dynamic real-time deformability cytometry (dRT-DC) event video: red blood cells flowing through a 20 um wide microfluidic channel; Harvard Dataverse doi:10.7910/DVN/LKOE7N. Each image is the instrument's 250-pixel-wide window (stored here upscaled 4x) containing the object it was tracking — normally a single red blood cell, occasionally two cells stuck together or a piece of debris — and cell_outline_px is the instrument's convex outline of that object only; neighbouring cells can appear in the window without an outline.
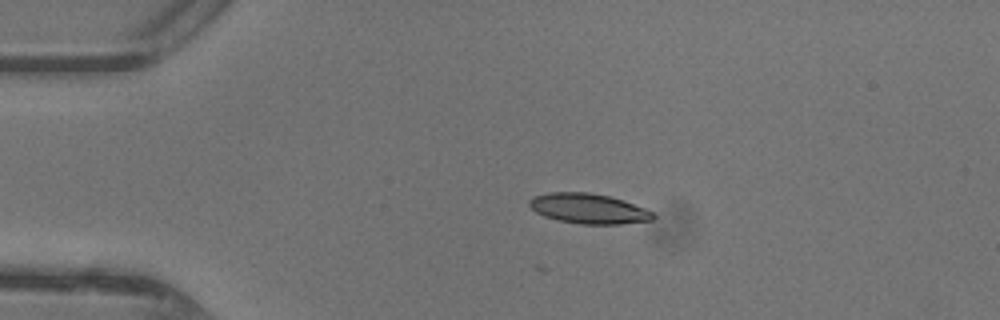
{"species": "common noctule bat (a hibernating species)", "species_latin": "Nyctalus noctula", "temperature_condition": "warm", "stored_images_in_passage": 38, "camera_frame_rate_fps": 3000, "um_per_image_px": 0.085, "animal": {"sex": "female"}, "frame": {"image": 1, "passage_image": 1, "time_ms": 0.0, "image_size_px": [1000, 320], "cell_outline_px": [[656, 216], [652, 220], [620, 224], [580, 224], [560, 220], [544, 216], [536, 212], [528, 204], [528, 200], [532, 196], [552, 192], [588, 192], [608, 196], [644, 208], [652, 212]], "centroid_in_image_um": [49.99, 17.73], "position_along_channel_um": 35.0, "area_um2": 21.44}}
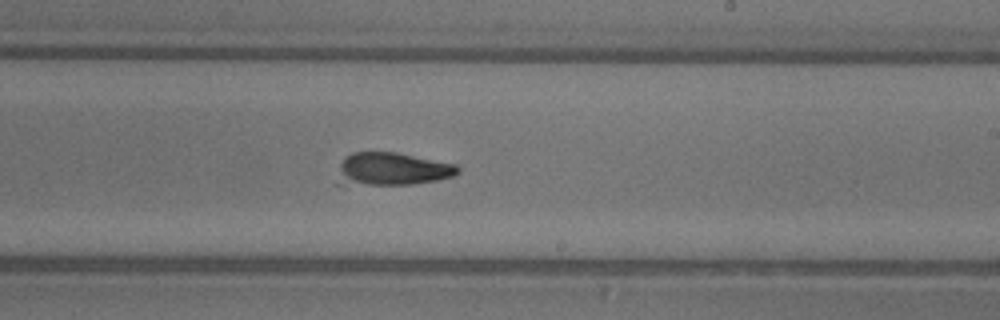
{"frame": {"image": 2, "passage_image": 19, "time_ms": 6.0, "image_size_px": [1000, 320], "cell_outline_px": [[460, 172], [452, 176], [436, 180], [412, 184], [368, 184], [344, 180], [340, 168], [340, 164], [344, 156], [352, 152], [396, 152], [456, 164], [460, 168]], "centroid_in_image_um": [33.47, 14.32], "position_along_channel_um": 255.5, "area_um2": 22.14}}
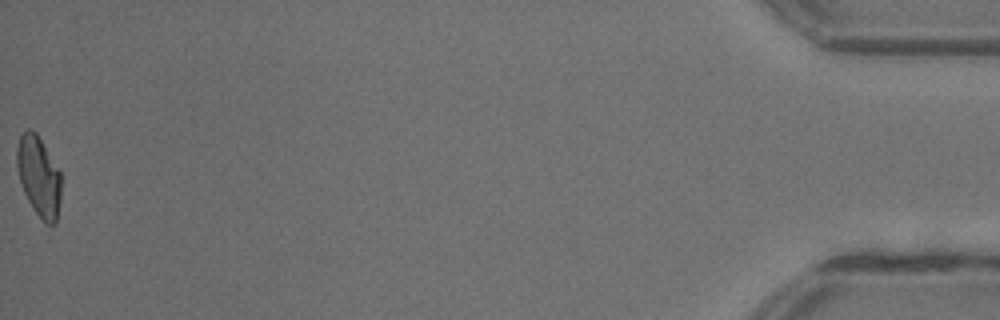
{"frame": {"image": 3, "passage_image": 38, "time_ms": 12.333, "image_size_px": [1000, 320], "cell_outline_px": [[60, 200], [56, 224], [48, 224], [36, 212], [28, 200], [24, 192], [20, 180], [16, 164], [16, 148], [20, 136], [28, 128], [36, 132], [60, 172]], "centroid_in_image_um": [3.28, 14.97], "position_along_channel_um": 431.9, "area_um2": 20.29}}